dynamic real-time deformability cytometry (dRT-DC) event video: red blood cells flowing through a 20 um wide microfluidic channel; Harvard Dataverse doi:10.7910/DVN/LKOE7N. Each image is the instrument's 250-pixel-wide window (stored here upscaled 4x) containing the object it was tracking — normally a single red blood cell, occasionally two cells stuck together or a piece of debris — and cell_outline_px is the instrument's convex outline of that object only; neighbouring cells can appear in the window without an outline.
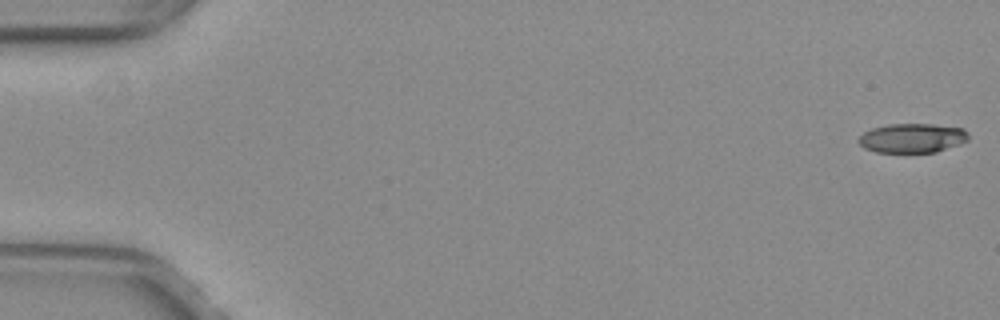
{"species": "common noctule bat (a hibernating species)", "species_latin": "Nyctalus noctula", "temperature_condition": "warm", "stored_images_in_passage": 53, "camera_frame_rate_fps": 3000, "um_per_image_px": 0.085, "animal": {"sex": "female", "body_mass_g": 29.2, "forearm_length_mm": 56.3}, "frame": {"image": 1, "passage_image": 1, "time_ms": 0.0, "image_size_px": [1000, 320], "cell_outline_px": [[968, 140], [936, 152], [876, 152], [864, 148], [856, 140], [864, 132], [872, 128], [888, 124], [932, 124], [964, 128], [968, 132]], "centroid_in_image_um": [77.52, 11.73], "position_along_channel_um": 7.5, "area_um2": 18.73}}
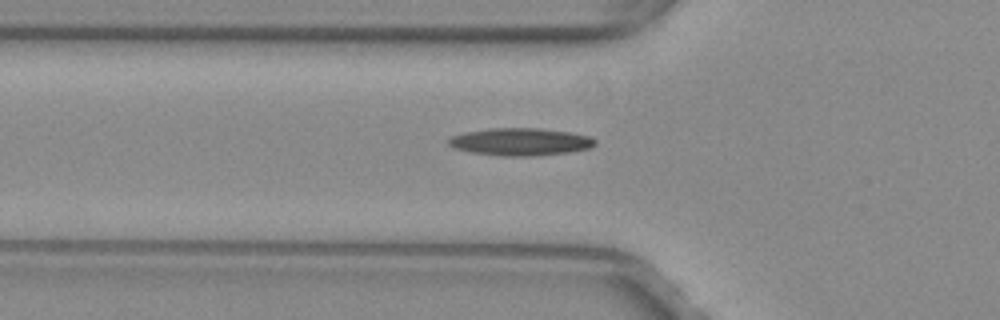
{"frame": {"image": 2, "passage_image": 19, "time_ms": 6.0, "image_size_px": [1000, 320], "cell_outline_px": [[596, 144], [592, 148], [568, 152], [528, 156], [500, 156], [472, 152], [456, 148], [448, 144], [448, 140], [452, 136], [464, 132], [492, 128], [540, 128], [568, 132], [592, 136], [596, 140]], "centroid_in_image_um": [44.27, 12.05], "position_along_channel_um": 81.5, "area_um2": 23.41}}
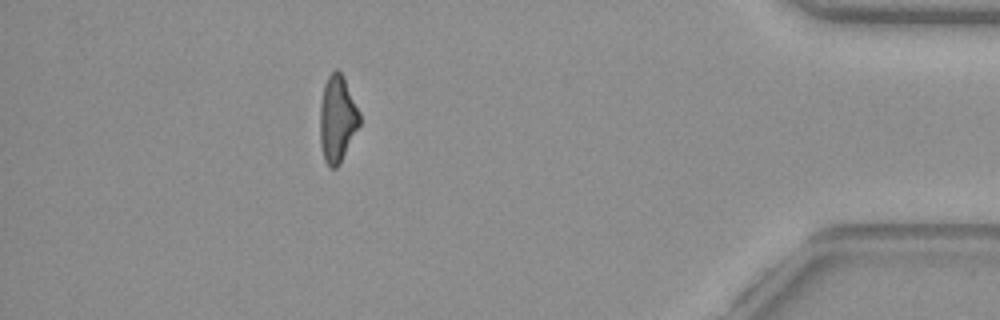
{"frame": {"image": 3, "passage_image": 47, "time_ms": 15.333, "image_size_px": [1000, 320], "cell_outline_px": [[360, 124], [340, 164], [336, 168], [328, 168], [324, 160], [320, 144], [320, 104], [324, 84], [328, 76], [336, 68], [344, 76], [360, 112]], "centroid_in_image_um": [28.67, 10.11], "position_along_channel_um": 406.5, "area_um2": 20.23}, "authors_computed_cell_mechanics": {"area_um2": 20.9236, "velocity_mm_per_s": 4.001, "shape_relaxation_time_tau1_ms": 8.3361, "shape_relaxation_time_tau2_ms": 6.1675, "deformation_change_tau1": 0.2209, "deformation_change_tau2": 0.1876}}